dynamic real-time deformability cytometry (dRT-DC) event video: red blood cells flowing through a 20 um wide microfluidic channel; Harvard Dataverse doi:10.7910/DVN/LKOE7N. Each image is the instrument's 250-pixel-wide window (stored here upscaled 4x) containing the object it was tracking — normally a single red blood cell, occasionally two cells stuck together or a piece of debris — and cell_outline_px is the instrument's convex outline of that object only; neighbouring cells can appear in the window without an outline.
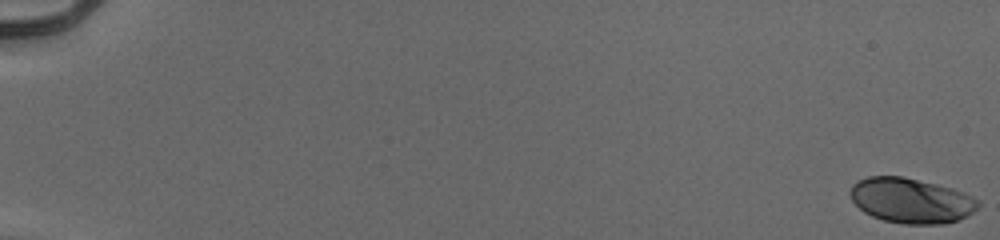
{"species": "human", "species_latin": "Homo sapiens", "temperature_condition": "cold", "stored_images_in_passage": 56, "camera_frame_rate_fps": 3000, "um_per_image_px": 0.085, "donor": {"sex": "male"}, "frame": {"image": 1, "passage_image": 1, "time_ms": 0.0, "image_size_px": [1000, 240], "cell_outline_px": [[980, 204], [968, 216], [944, 224], [904, 224], [884, 220], [872, 216], [864, 212], [852, 200], [848, 192], [852, 184], [856, 180], [868, 176], [904, 176], [952, 188], [964, 192], [980, 200]], "centroid_in_image_um": [77.42, 17.03], "position_along_channel_um": 7.6, "area_um2": 33.81}}
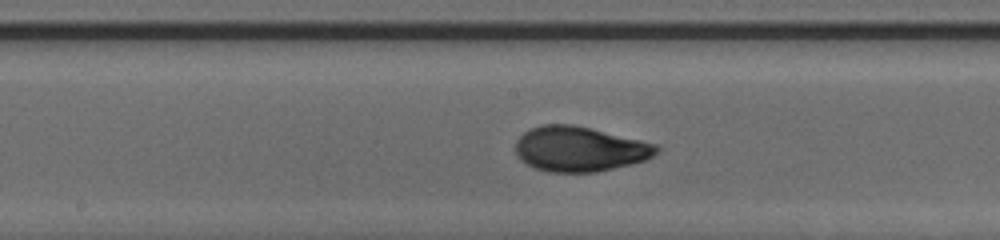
{"frame": {"image": 2, "passage_image": 32, "time_ms": 10.333, "image_size_px": [1000, 240], "cell_outline_px": [[660, 152], [644, 160], [596, 172], [548, 172], [536, 168], [520, 160], [516, 156], [516, 140], [524, 132], [540, 124], [572, 124], [592, 128], [656, 144], [660, 148]], "centroid_in_image_um": [49.25, 12.65], "position_along_channel_um": 199.0, "area_um2": 36.88}}
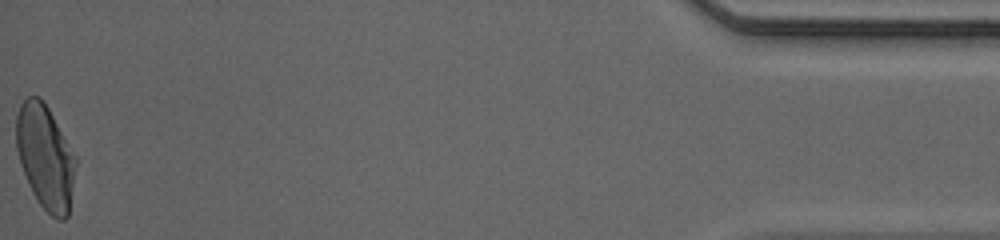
{"frame": {"image": 3, "passage_image": 56, "time_ms": 18.333, "image_size_px": [1000, 240], "cell_outline_px": [[76, 164], [68, 216], [64, 220], [56, 220], [40, 204], [32, 192], [28, 184], [20, 164], [16, 148], [16, 116], [20, 104], [28, 96], [40, 96], [44, 100], [76, 156]], "centroid_in_image_um": [3.84, 13.32], "position_along_channel_um": 431.4, "area_um2": 36.24}, "authors_computed_cell_mechanics": {"area_um2": 35.9227, "velocity_mm_per_s": 3.9458, "shape_relaxation_time_tau1_ms": 4.3762, "shape_relaxation_time_tau2_ms": 0.8361, "deformation_change_tau1": 0.1858, "deformation_change_tau2": 0.0535}}